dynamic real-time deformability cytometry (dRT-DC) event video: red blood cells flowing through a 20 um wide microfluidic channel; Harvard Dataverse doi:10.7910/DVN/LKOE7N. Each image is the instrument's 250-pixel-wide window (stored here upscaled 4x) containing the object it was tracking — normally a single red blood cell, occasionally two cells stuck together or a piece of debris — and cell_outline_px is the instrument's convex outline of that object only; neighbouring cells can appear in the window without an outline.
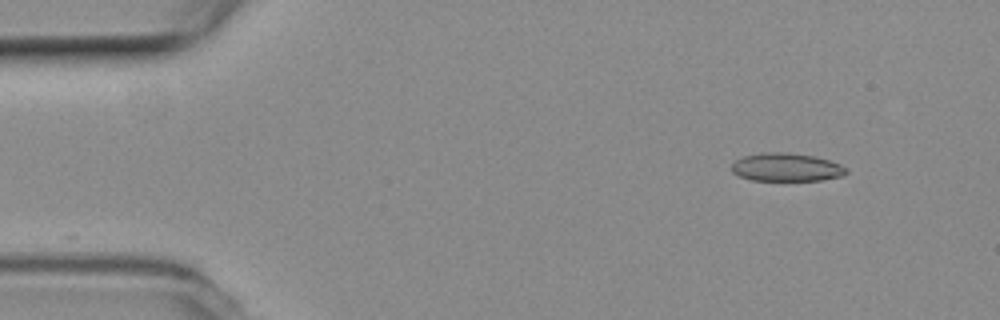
{"species": "common noctule bat (a hibernating species)", "species_latin": "Nyctalus noctula", "temperature_condition": "room temperature", "stored_images_in_passage": 38, "camera_frame_rate_fps": 3000, "um_per_image_px": 0.085, "animal": {"sex": "female", "body_mass_g": 19.3, "forearm_length_mm": 54.1}, "frame": {"image": 1, "passage_image": 1, "time_ms": 0.0, "image_size_px": [1000, 320], "cell_outline_px": [[848, 172], [840, 176], [820, 180], [752, 180], [740, 176], [732, 172], [732, 164], [736, 160], [744, 156], [764, 152], [784, 152], [812, 156], [828, 160], [840, 164], [848, 168]], "centroid_in_image_um": [66.84, 14.21], "position_along_channel_um": 18.2, "area_um2": 18.61}}
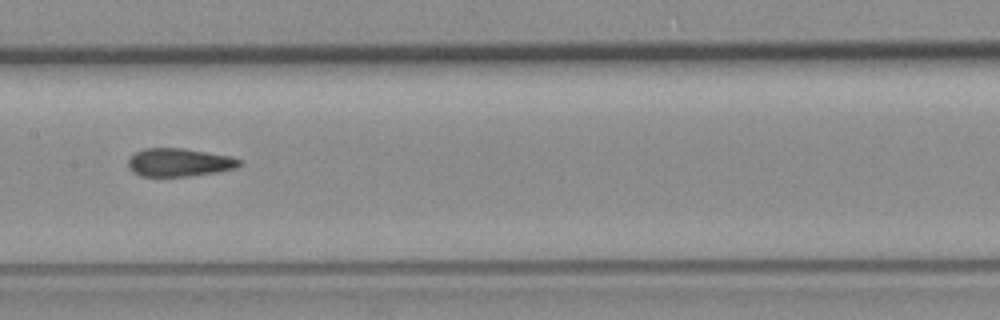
{"frame": {"image": 2, "passage_image": 22, "time_ms": 7.0, "image_size_px": [1000, 320], "cell_outline_px": [[240, 164], [236, 168], [216, 172], [188, 176], [140, 176], [132, 172], [128, 168], [128, 160], [136, 152], [144, 148], [184, 148], [228, 156], [240, 160]], "centroid_in_image_um": [15.18, 13.81], "position_along_channel_um": 192.2, "area_um2": 18.09}}
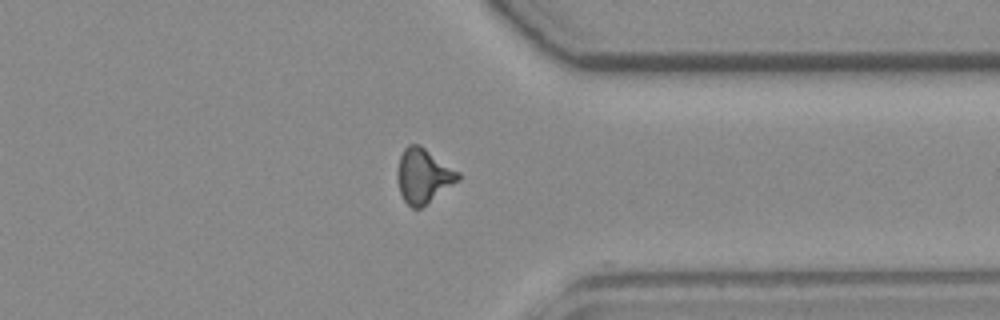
{"frame": {"image": 3, "passage_image": 37, "time_ms": 12.0, "image_size_px": [1000, 320], "cell_outline_px": [[460, 180], [420, 208], [412, 208], [404, 200], [400, 192], [396, 176], [396, 172], [400, 156], [404, 148], [408, 144], [420, 144], [460, 172]], "centroid_in_image_um": [35.98, 14.92], "position_along_channel_um": 375.4, "area_um2": 19.36}, "authors_computed_cell_mechanics": {"area_um2": 18.9584, "velocity_mm_per_s": 3.7824, "shape_relaxation_time_tau1_ms": null, "shape_relaxation_time_tau2_ms": 1.7942, "deformation_change_tau1": null, "deformation_change_tau2": 0.0826}}